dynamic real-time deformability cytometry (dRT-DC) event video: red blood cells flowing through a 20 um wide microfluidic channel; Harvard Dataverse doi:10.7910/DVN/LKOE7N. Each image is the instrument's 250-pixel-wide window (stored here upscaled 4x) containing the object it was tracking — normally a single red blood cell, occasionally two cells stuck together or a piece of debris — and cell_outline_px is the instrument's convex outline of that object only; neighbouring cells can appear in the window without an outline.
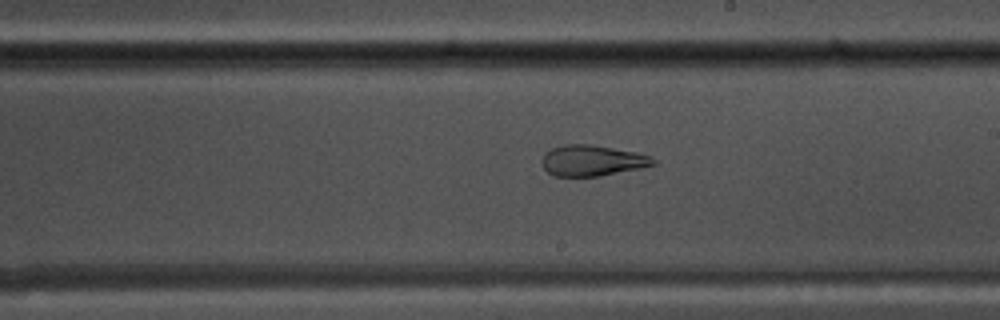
{"species": "common noctule bat (a hibernating species)", "species_latin": "Nyctalus noctula", "temperature_condition": "warm", "stored_images_in_passage": 49, "camera_frame_rate_fps": 3000, "um_per_image_px": 0.085, "animal": {"sex": "male", "body_mass_g": 17.5, "forearm_length_mm": 52.3}, "frame": {"image": 1, "passage_image": 25, "time_ms": 8.0, "image_size_px": [1000, 320], "cell_outline_px": [[656, 164], [640, 168], [600, 176], [556, 176], [548, 172], [540, 164], [540, 160], [544, 152], [552, 148], [564, 144], [588, 144], [636, 152], [652, 156], [656, 160]], "centroid_in_image_um": [50.31, 13.64], "position_along_channel_um": 238.7, "area_um2": 20.11}}
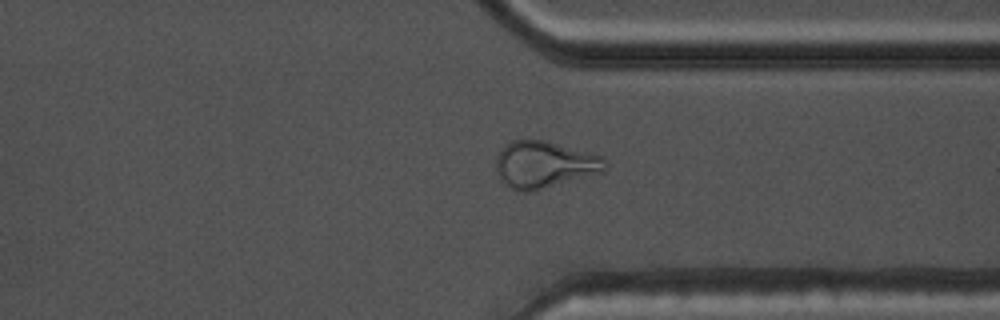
{"frame": {"image": 2, "passage_image": 35, "time_ms": 11.333, "image_size_px": [1000, 320], "cell_outline_px": [[604, 172], [532, 192], [524, 192], [512, 188], [504, 184], [500, 180], [496, 172], [496, 156], [512, 140], [544, 140], [604, 156]], "centroid_in_image_um": [46.26, 14.01], "position_along_channel_um": 365.1, "area_um2": 29.71}}
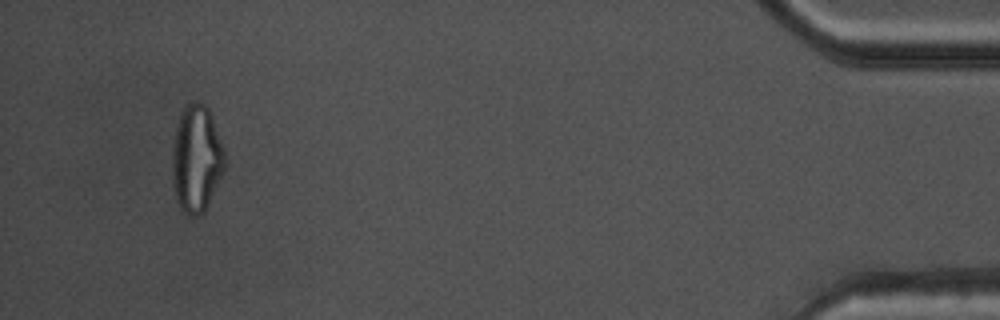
{"frame": {"image": 3, "passage_image": 45, "time_ms": 14.667, "image_size_px": [1000, 320], "cell_outline_px": [[224, 168], [204, 212], [200, 216], [192, 216], [184, 212], [180, 208], [176, 196], [172, 180], [172, 148], [176, 128], [180, 112], [192, 100], [196, 100], [204, 104], [208, 108], [224, 148]], "centroid_in_image_um": [16.67, 13.47], "position_along_channel_um": 418.5, "area_um2": 32.54}}